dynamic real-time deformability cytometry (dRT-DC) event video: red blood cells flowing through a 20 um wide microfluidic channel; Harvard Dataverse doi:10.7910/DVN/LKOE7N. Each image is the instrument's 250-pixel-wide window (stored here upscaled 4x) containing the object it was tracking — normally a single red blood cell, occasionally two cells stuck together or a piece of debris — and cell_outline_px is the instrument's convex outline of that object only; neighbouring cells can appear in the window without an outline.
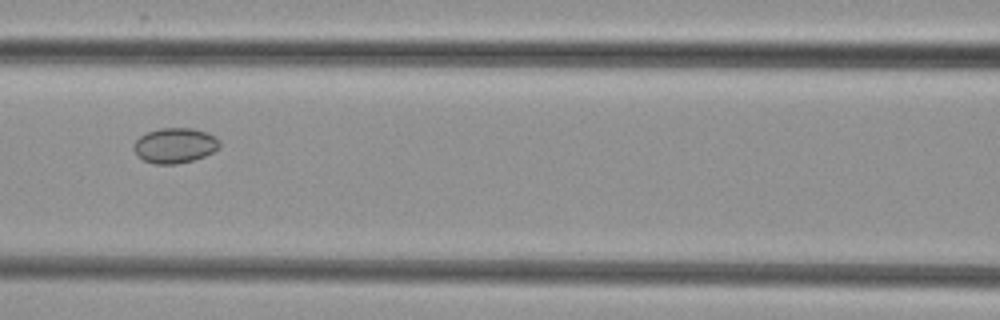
{"species": "common noctule bat (a hibernating species)", "species_latin": "Nyctalus noctula", "temperature_condition": "cold", "stored_images_in_passage": 7, "camera_frame_rate_fps": 3000, "um_per_image_px": 0.085, "animal": {"sex": "female", "body_mass_g": 29.2, "forearm_length_mm": 56.3}, "frame": {"image": 1, "passage_image": 5, "time_ms": 4.667, "image_size_px": [1000, 320], "cell_outline_px": [[220, 148], [204, 156], [192, 160], [176, 164], [152, 164], [144, 160], [132, 148], [132, 144], [140, 136], [148, 132], [160, 128], [192, 128], [208, 132], [216, 136], [220, 140]], "centroid_in_image_um": [14.89, 12.35], "position_along_channel_um": 151.7, "area_um2": 17.69}}
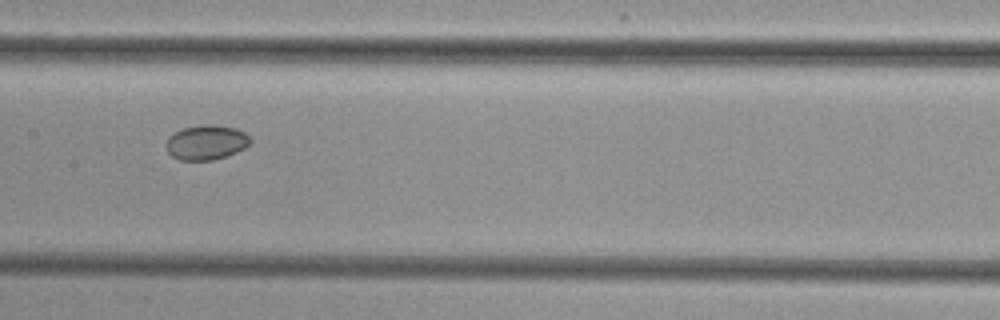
{"frame": {"image": 2, "passage_image": 6, "time_ms": 5.667, "image_size_px": [1000, 320], "cell_outline_px": [[252, 140], [244, 148], [236, 152], [212, 160], [180, 160], [172, 156], [168, 152], [168, 136], [184, 128], [204, 124], [212, 124], [236, 128], [244, 132]], "centroid_in_image_um": [17.55, 12.09], "position_along_channel_um": 189.9, "area_um2": 16.76}}
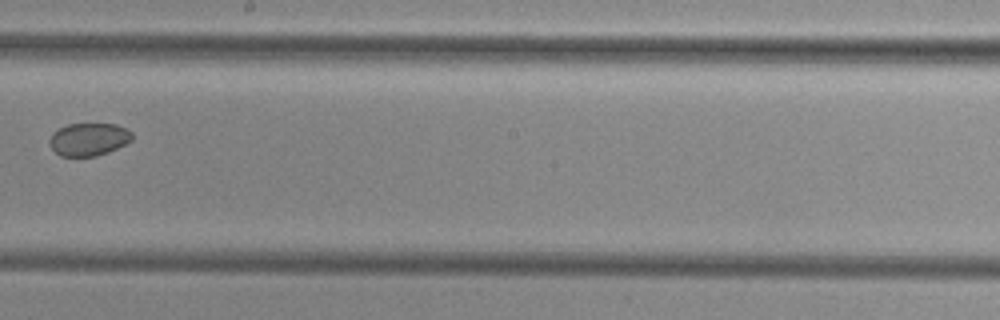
{"frame": {"image": 3, "passage_image": 7, "time_ms": 7.0, "image_size_px": [1000, 320], "cell_outline_px": [[132, 140], [108, 152], [96, 156], [60, 156], [48, 144], [48, 140], [52, 132], [68, 124], [116, 124], [132, 132]], "centroid_in_image_um": [7.51, 11.84], "position_along_channel_um": 240.7, "area_um2": 15.72}}